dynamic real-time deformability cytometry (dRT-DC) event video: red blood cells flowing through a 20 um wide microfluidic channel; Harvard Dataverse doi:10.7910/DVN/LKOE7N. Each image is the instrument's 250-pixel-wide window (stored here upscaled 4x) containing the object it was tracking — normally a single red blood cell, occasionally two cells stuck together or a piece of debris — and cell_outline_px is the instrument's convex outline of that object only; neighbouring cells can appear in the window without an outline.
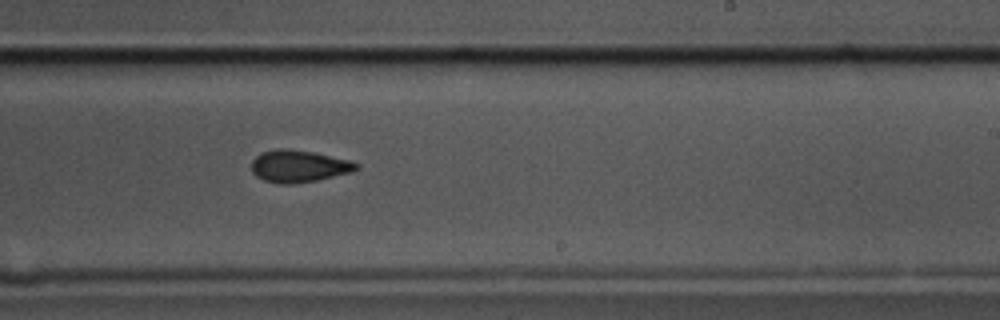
{"species": "common noctule bat (a hibernating species)", "species_latin": "Nyctalus noctula", "temperature_condition": "cold", "stored_images_in_passage": 38, "camera_frame_rate_fps": 3000, "um_per_image_px": 0.085, "animal": {"sex": "male", "body_mass_g": 17.5, "forearm_length_mm": 52.3}, "frame": {"image": 1, "passage_image": 17, "time_ms": 5.333, "image_size_px": [1000, 320], "cell_outline_px": [[360, 168], [352, 172], [316, 180], [292, 184], [276, 184], [264, 180], [256, 176], [252, 172], [252, 160], [260, 152], [276, 148], [288, 148], [312, 152], [352, 160], [360, 164]], "centroid_in_image_um": [25.4, 14.12], "position_along_channel_um": 263.6, "area_um2": 19.88}}